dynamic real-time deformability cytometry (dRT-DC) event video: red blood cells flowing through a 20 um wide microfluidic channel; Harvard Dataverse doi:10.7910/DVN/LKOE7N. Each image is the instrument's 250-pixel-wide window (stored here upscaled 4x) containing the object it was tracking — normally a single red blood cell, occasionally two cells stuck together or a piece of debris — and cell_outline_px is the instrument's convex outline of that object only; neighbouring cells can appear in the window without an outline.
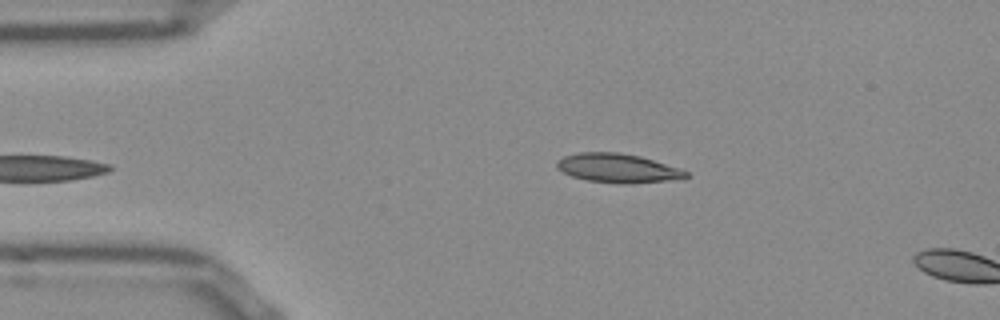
{"species": "Egyptian fruit bat (a non-hibernating species)", "species_latin": "Rousettus aegyptiacus", "temperature_condition": "room temperature", "stored_images_in_passage": 3, "camera_frame_rate_fps": 3000, "um_per_image_px": 0.085, "frame": {"image": 1, "passage_image": 1, "time_ms": 0.0, "image_size_px": [1000, 320], "cell_outline_px": [[688, 176], [684, 180], [624, 184], [616, 184], [588, 180], [572, 176], [556, 168], [556, 160], [564, 156], [580, 152], [620, 152], [640, 156], [680, 168], [688, 172]], "centroid_in_image_um": [52.56, 14.3], "position_along_channel_um": 32.4, "area_um2": 22.2}}